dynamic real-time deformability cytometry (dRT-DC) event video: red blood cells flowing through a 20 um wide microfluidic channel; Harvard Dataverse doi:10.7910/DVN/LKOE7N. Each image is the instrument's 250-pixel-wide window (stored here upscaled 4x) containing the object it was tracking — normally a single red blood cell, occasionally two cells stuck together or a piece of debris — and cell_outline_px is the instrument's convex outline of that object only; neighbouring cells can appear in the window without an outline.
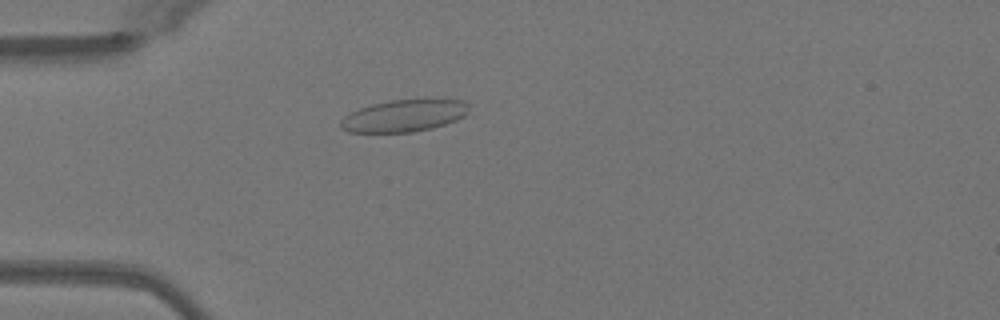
{"species": "Egyptian fruit bat (a non-hibernating species)", "species_latin": "Rousettus aegyptiacus", "temperature_condition": "warm", "stored_images_in_passage": 20, "camera_frame_rate_fps": 3000, "um_per_image_px": 0.085, "animal": {"sex": "female"}, "frame": {"image": 1, "passage_image": 7, "time_ms": 2.0, "image_size_px": [1000, 320], "cell_outline_px": [[472, 104], [464, 116], [456, 120], [432, 128], [412, 132], [348, 132], [340, 128], [340, 120], [344, 116], [360, 108], [372, 104], [392, 100], [464, 100]], "centroid_in_image_um": [34.35, 9.84], "position_along_channel_um": 50.7, "area_um2": 23.81}}
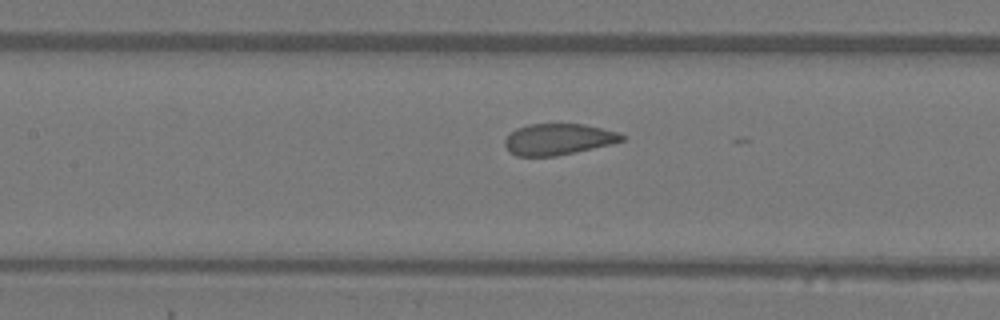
{"frame": {"image": 2, "passage_image": 16, "time_ms": 5.0, "image_size_px": [1000, 320], "cell_outline_px": [[624, 140], [612, 144], [556, 156], [516, 156], [504, 144], [504, 140], [516, 128], [528, 124], [584, 124], [620, 132], [624, 136]], "centroid_in_image_um": [47.48, 11.83], "position_along_channel_um": 159.9, "area_um2": 21.21}}
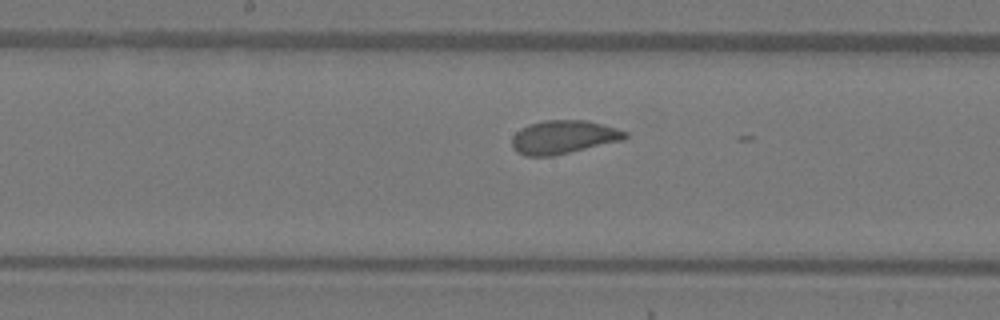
{"frame": {"image": 3, "passage_image": 19, "time_ms": 6.0, "image_size_px": [1000, 320], "cell_outline_px": [[628, 136], [624, 140], [552, 156], [524, 156], [516, 152], [512, 148], [512, 136], [520, 128], [528, 124], [544, 120], [588, 120], [628, 132]], "centroid_in_image_um": [47.86, 11.65], "position_along_channel_um": 200.3, "area_um2": 22.2}}